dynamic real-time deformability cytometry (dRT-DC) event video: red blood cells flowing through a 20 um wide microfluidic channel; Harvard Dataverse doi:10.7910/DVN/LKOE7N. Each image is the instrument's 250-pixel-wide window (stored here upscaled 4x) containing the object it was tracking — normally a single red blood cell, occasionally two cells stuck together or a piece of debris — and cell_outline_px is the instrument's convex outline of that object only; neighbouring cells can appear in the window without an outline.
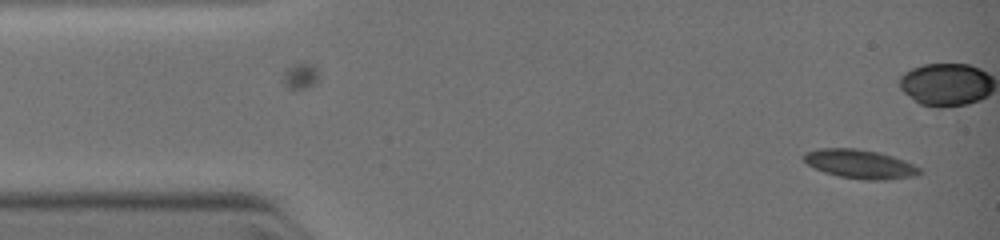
{"species": "common noctule bat (a hibernating species)", "species_latin": "Nyctalus noctula", "temperature_condition": "warm", "stored_images_in_passage": 3, "camera_frame_rate_fps": 3000, "um_per_image_px": 0.085, "animal": {"sex": "female", "body_mass_g": 19.0, "forearm_length_mm": 51.5}, "frame": {"image": 1, "passage_image": 3, "time_ms": 1.333, "image_size_px": [1000, 240], "cell_outline_px": [[920, 172], [908, 176], [840, 176], [816, 168], [808, 164], [804, 160], [804, 156], [808, 152], [820, 148], [852, 148], [876, 152], [892, 156], [912, 164], [920, 168]], "centroid_in_image_um": [72.99, 13.85], "position_along_channel_um": 12.0, "area_um2": 17.46}}